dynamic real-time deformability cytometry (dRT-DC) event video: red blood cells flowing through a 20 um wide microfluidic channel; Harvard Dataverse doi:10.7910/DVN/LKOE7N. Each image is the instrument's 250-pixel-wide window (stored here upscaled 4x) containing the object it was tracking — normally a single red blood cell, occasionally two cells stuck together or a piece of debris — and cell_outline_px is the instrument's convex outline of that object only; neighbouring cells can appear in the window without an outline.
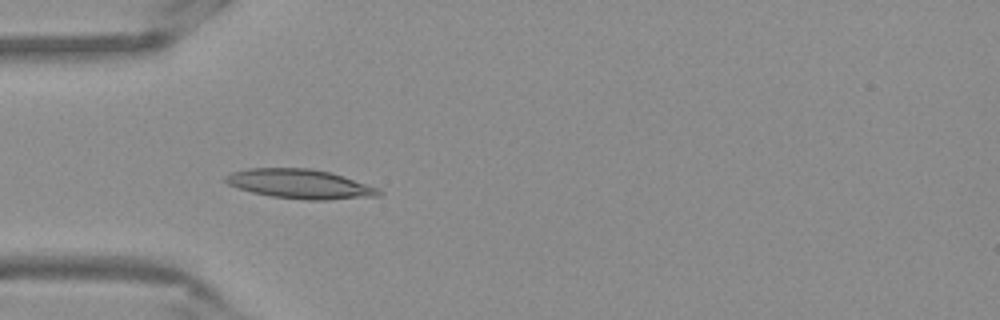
{"species": "Egyptian fruit bat (a non-hibernating species)", "species_latin": "Rousettus aegyptiacus", "temperature_condition": "warm", "stored_images_in_passage": 53, "camera_frame_rate_fps": 3000, "um_per_image_px": 0.085, "frame": {"image": 1, "passage_image": 16, "time_ms": 5.0, "image_size_px": [1000, 320], "cell_outline_px": [[384, 192], [380, 196], [328, 200], [308, 200], [272, 196], [252, 192], [228, 184], [224, 180], [224, 176], [232, 172], [248, 168], [308, 168], [328, 172], [344, 176], [376, 188]], "centroid_in_image_um": [25.5, 15.64], "position_along_channel_um": 59.5, "area_um2": 26.01}}
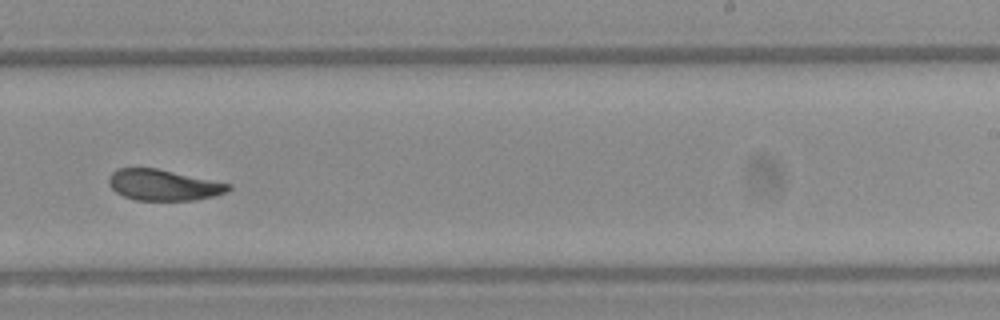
{"frame": {"image": 2, "passage_image": 33, "time_ms": 10.667, "image_size_px": [1000, 320], "cell_outline_px": [[232, 188], [228, 192], [216, 196], [192, 200], [136, 200], [124, 196], [116, 192], [108, 184], [108, 176], [116, 168], [156, 168], [232, 184]], "centroid_in_image_um": [13.9, 15.72], "position_along_channel_um": 275.1, "area_um2": 21.68}}
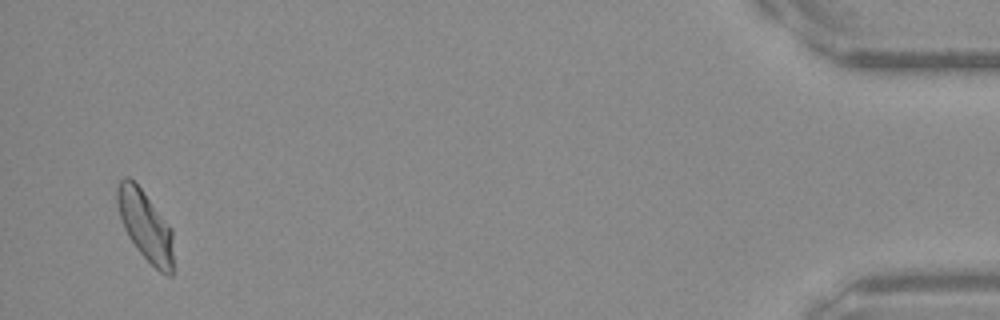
{"frame": {"image": 3, "passage_image": 51, "time_ms": 16.667, "image_size_px": [1000, 320], "cell_outline_px": [[172, 276], [168, 276], [160, 272], [136, 248], [128, 236], [124, 228], [120, 216], [116, 200], [116, 188], [120, 180], [124, 176], [128, 176], [140, 188], [172, 228]], "centroid_in_image_um": [12.34, 19.17], "position_along_channel_um": 422.9, "area_um2": 22.6}, "authors_computed_cell_mechanics": {"area_um2": 22.9466, "velocity_mm_per_s": 3.8467, "shape_relaxation_time_tau1_ms": 4.065, "shape_relaxation_time_tau2_ms": 2.0752, "deformation_change_tau1": 0.1448, "deformation_change_tau2": 0.074}}